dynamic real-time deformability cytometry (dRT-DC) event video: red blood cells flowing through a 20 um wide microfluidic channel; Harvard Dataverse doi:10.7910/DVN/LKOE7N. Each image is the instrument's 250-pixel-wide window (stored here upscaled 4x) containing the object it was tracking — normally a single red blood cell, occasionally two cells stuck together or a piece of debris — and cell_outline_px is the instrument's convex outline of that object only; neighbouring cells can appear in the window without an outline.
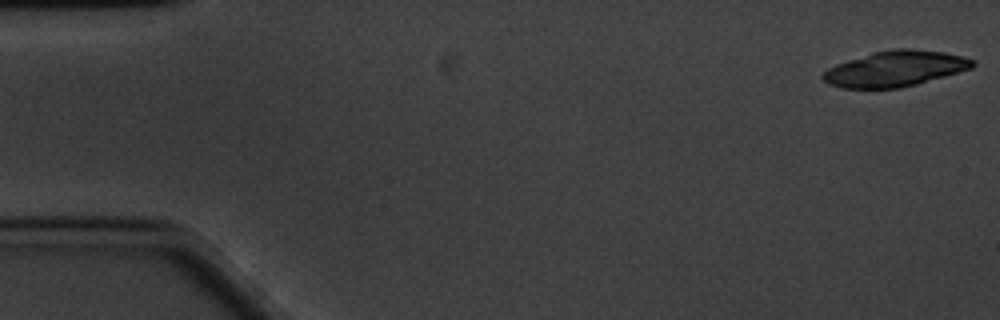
{"species": "common noctule bat (a hibernating species)", "species_latin": "Nyctalus noctula", "temperature_condition": "cold", "stored_images_in_passage": 41, "camera_frame_rate_fps": 3000, "um_per_image_px": 0.085, "animal": {"sex": "male", "body_mass_g": 20.1, "forearm_length_mm": 53.5}, "frame": {"image": 1, "passage_image": 1, "time_ms": 0.0, "image_size_px": [1000, 320], "cell_outline_px": [[976, 64], [972, 68], [916, 84], [900, 88], [840, 88], [828, 84], [820, 76], [828, 68], [836, 64], [872, 52], [896, 48], [908, 48], [944, 52], [976, 60]], "centroid_in_image_um": [76.07, 5.84], "position_along_channel_um": 8.9, "area_um2": 30.98}}